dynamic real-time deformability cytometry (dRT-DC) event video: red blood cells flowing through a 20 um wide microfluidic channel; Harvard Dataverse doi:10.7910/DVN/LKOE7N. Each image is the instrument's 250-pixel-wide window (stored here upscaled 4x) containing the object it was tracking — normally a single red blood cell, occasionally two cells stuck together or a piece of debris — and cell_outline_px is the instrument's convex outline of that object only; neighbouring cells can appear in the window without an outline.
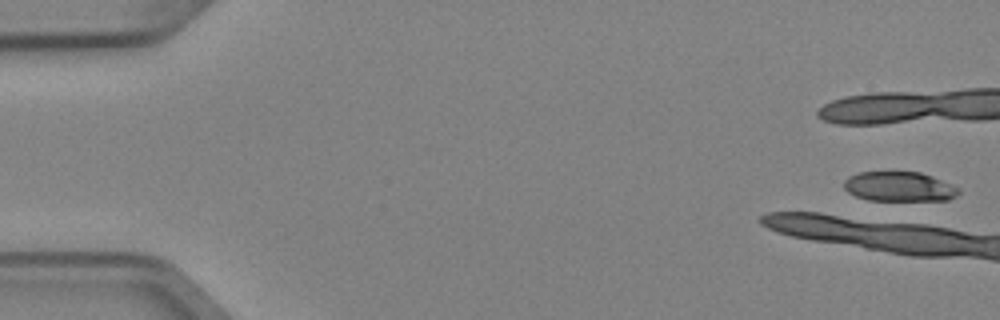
{"species": "Egyptian fruit bat (a non-hibernating species)", "species_latin": "Rousettus aegyptiacus", "temperature_condition": "cold", "stored_images_in_passage": 4, "segment_of_instrument_passage": [2, 2], "camera_frame_rate_fps": 3000, "um_per_image_px": 0.085, "animal": {"sex": "female"}, "frame": {"image": 1, "passage_image": 4, "time_ms": 1.0, "image_size_px": [1000, 320], "cell_outline_px": [[960, 192], [956, 196], [948, 200], [868, 200], [856, 196], [848, 192], [844, 188], [844, 180], [848, 176], [860, 172], [920, 172], [932, 176], [960, 188]], "centroid_in_image_um": [76.43, 15.86], "position_along_channel_um": 8.6, "area_um2": 19.83}}